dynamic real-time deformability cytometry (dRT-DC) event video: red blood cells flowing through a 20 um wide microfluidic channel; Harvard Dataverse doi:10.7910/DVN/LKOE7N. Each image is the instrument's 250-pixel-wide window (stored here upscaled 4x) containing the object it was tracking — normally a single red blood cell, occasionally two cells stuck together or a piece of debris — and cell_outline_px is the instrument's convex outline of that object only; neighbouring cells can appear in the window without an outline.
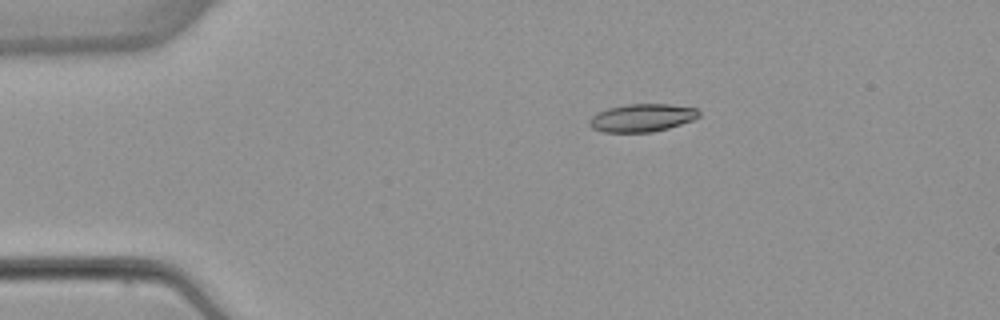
{"species": "common noctule bat (a hibernating species)", "species_latin": "Nyctalus noctula", "temperature_condition": "warm", "stored_images_in_passage": 3, "camera_frame_rate_fps": 3000, "um_per_image_px": 0.085, "animal": {"sex": "female", "body_mass_g": 22.7, "forearm_length_mm": 54.2}, "frame": {"image": 1, "passage_image": 2, "time_ms": 2.0, "image_size_px": [1000, 320], "cell_outline_px": [[700, 116], [692, 120], [668, 128], [652, 132], [604, 132], [592, 128], [588, 124], [588, 120], [596, 112], [608, 108], [628, 104], [668, 104], [696, 108], [700, 112]], "centroid_in_image_um": [54.54, 10.01], "position_along_channel_um": 30.5, "area_um2": 17.8}}